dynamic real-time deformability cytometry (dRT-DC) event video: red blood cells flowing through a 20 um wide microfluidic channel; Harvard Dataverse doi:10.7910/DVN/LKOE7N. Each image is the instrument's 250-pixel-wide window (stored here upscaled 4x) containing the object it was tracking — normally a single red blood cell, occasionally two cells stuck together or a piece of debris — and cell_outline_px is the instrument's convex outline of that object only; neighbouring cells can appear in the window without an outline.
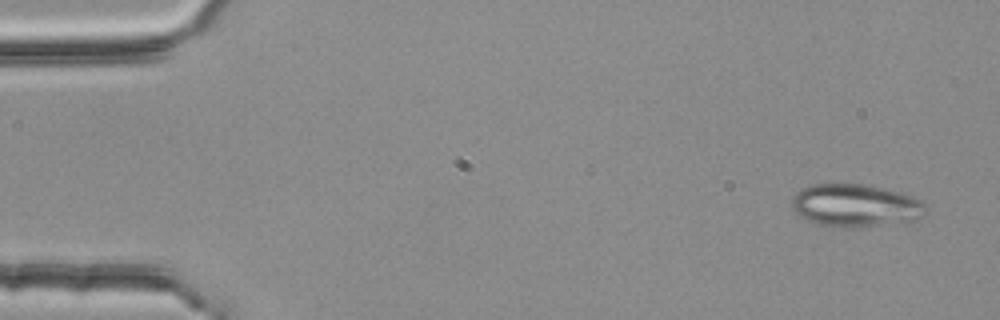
{"species": "common noctule bat (a hibernating species)", "species_latin": "Nyctalus noctula", "temperature_condition": "room temperature", "stored_images_in_passage": 4, "camera_frame_rate_fps": 3000, "um_per_image_px": 0.085, "animal": {"sex": "female", "body_mass_g": 25.1}, "frame": {"image": 1, "passage_image": 1, "time_ms": 0.0, "image_size_px": [1000, 320], "cell_outline_px": [[924, 212], [920, 216], [912, 220], [848, 228], [816, 224], [800, 216], [792, 208], [792, 196], [800, 188], [812, 184], [864, 184], [884, 188], [900, 192], [924, 200]], "centroid_in_image_um": [72.66, 17.44], "position_along_channel_um": 12.3, "area_um2": 33.12}}